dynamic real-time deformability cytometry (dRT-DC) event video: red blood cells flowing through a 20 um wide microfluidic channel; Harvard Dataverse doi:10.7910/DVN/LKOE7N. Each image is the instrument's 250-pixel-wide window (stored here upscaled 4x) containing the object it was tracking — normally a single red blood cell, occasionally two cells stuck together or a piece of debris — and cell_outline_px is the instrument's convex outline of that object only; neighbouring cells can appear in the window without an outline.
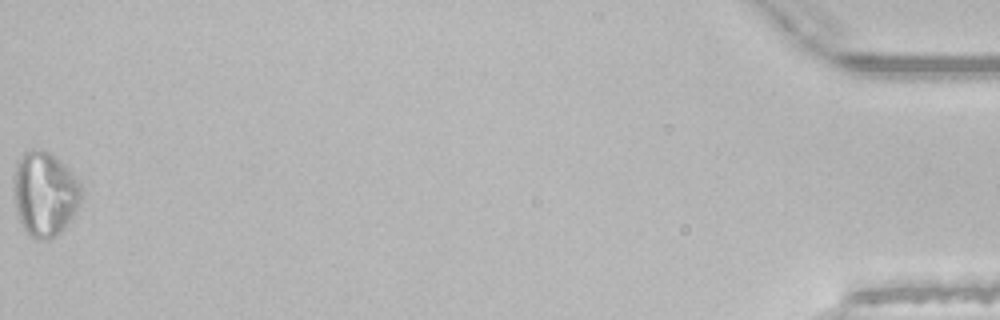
{"species": "common noctule bat (a hibernating species)", "species_latin": "Nyctalus noctula", "temperature_condition": "room temperature", "stored_images_in_passage": 51, "segment_of_instrument_passage": [2, 2], "camera_frame_rate_fps": 3000, "um_per_image_px": 0.085, "animal": {"sex": "male", "body_mass_g": 21.5, "forearm_length_mm": 52.0}, "frame": {"image": 1, "passage_image": 51, "time_ms": 16.667, "image_size_px": [1000, 320], "cell_outline_px": [[84, 192], [72, 216], [60, 232], [56, 236], [48, 240], [36, 240], [28, 236], [16, 212], [12, 196], [12, 188], [16, 160], [24, 152], [32, 148], [48, 152], [84, 188]], "centroid_in_image_um": [3.73, 16.52], "position_along_channel_um": 431.5, "area_um2": 33.23}}